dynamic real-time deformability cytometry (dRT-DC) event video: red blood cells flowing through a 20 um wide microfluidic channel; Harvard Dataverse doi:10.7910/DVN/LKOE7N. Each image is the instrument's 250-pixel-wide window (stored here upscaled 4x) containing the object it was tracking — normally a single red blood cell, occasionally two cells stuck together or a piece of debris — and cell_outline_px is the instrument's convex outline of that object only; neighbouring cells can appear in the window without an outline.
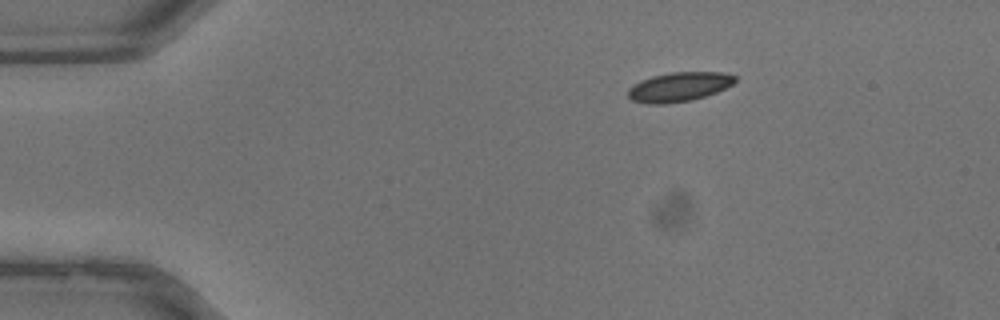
{"species": "common noctule bat (a hibernating species)", "species_latin": "Nyctalus noctula", "temperature_condition": "warm", "stored_images_in_passage": 32, "camera_frame_rate_fps": 3000, "um_per_image_px": 0.085, "animal": {"sex": "male", "body_mass_g": 13.3}, "frame": {"image": 1, "passage_image": 1, "time_ms": 0.0, "image_size_px": [1000, 320], "cell_outline_px": [[736, 80], [732, 84], [716, 92], [692, 100], [664, 104], [648, 104], [632, 100], [628, 96], [628, 88], [632, 84], [640, 80], [652, 76], [672, 72], [724, 72], [736, 76]], "centroid_in_image_um": [57.69, 7.38], "position_along_channel_um": 27.3, "area_um2": 18.32}}
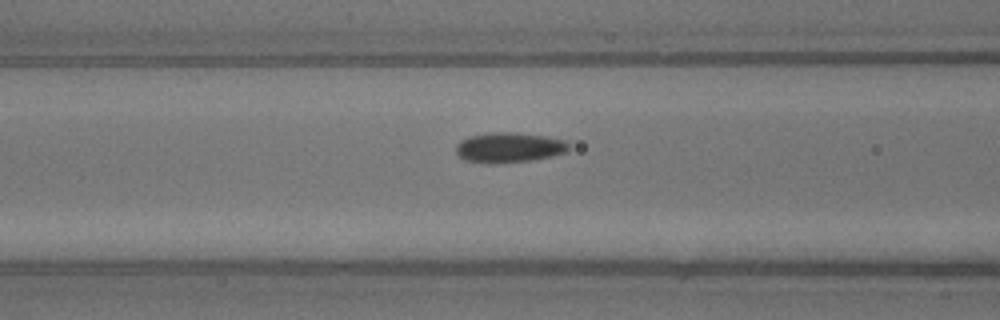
{"frame": {"image": 2, "passage_image": 10, "time_ms": 3.0, "image_size_px": [1000, 320], "cell_outline_px": [[568, 148], [564, 152], [552, 156], [528, 160], [496, 164], [488, 164], [464, 160], [456, 152], [456, 144], [460, 140], [468, 136], [492, 132], [516, 132], [544, 136], [568, 140]], "centroid_in_image_um": [43.23, 12.53], "position_along_channel_um": 123.4, "area_um2": 19.88}}
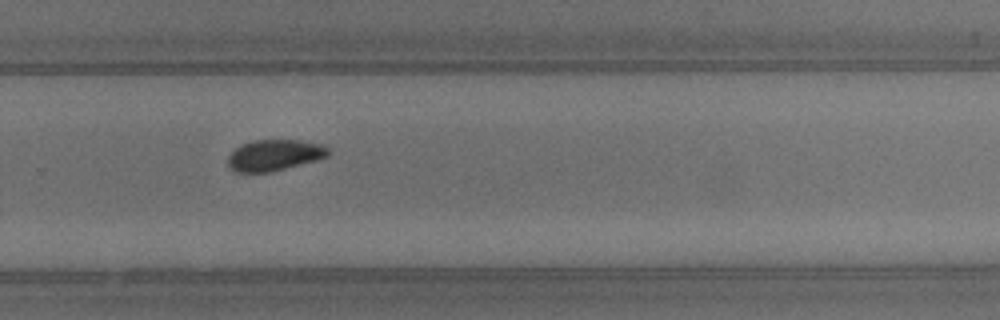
{"frame": {"image": 3, "passage_image": 20, "time_ms": 6.333, "image_size_px": [1000, 320], "cell_outline_px": [[332, 152], [328, 156], [316, 160], [272, 172], [236, 172], [228, 168], [228, 156], [236, 148], [252, 140], [300, 140], [320, 144], [328, 148]], "centroid_in_image_um": [23.33, 13.19], "position_along_channel_um": 306.5, "area_um2": 18.21}}